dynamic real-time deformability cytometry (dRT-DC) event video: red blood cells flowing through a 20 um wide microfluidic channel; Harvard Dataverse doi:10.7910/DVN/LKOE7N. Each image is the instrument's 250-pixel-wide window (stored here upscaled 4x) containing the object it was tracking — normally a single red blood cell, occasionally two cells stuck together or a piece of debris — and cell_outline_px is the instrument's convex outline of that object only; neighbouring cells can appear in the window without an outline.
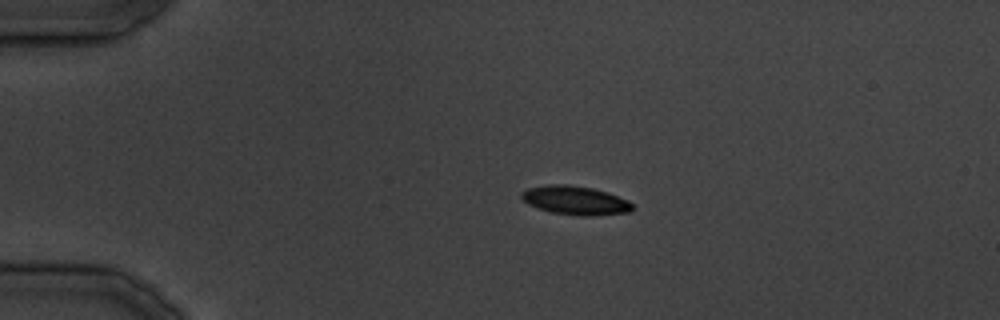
{"species": "common noctule bat (a hibernating species)", "species_latin": "Nyctalus noctula", "temperature_condition": "cold", "stored_images_in_passage": 30, "camera_frame_rate_fps": 3000, "um_per_image_px": 0.085, "animal": {"sex": "male", "body_mass_g": 19.5, "forearm_length_mm": 54.6}, "frame": {"image": 1, "passage_image": 1, "time_ms": 0.0, "image_size_px": [1000, 320], "cell_outline_px": [[632, 212], [596, 216], [580, 216], [552, 212], [536, 208], [528, 204], [520, 196], [520, 192], [528, 188], [548, 184], [568, 184], [592, 188], [608, 192], [628, 200], [632, 204]], "centroid_in_image_um": [48.9, 17.03], "position_along_channel_um": 36.1, "area_um2": 18.84}}
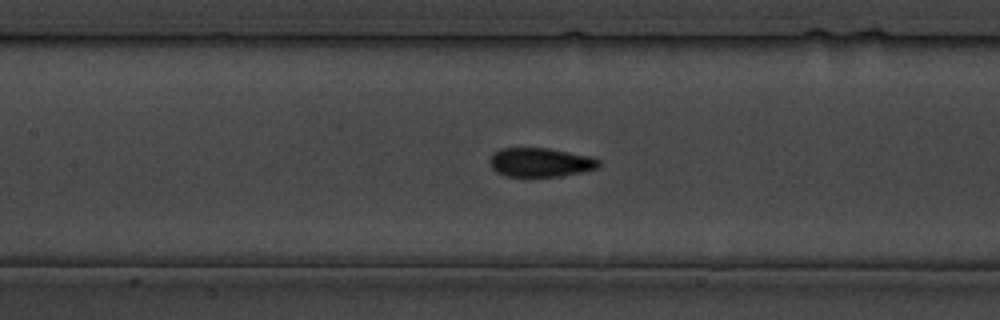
{"frame": {"image": 2, "passage_image": 10, "time_ms": 11.333, "image_size_px": [1000, 320], "cell_outline_px": [[600, 164], [596, 168], [580, 172], [560, 176], [504, 176], [496, 172], [492, 168], [488, 160], [492, 152], [500, 148], [548, 148], [592, 156], [600, 160]], "centroid_in_image_um": [45.89, 13.79], "position_along_channel_um": 161.5, "area_um2": 18.55}}
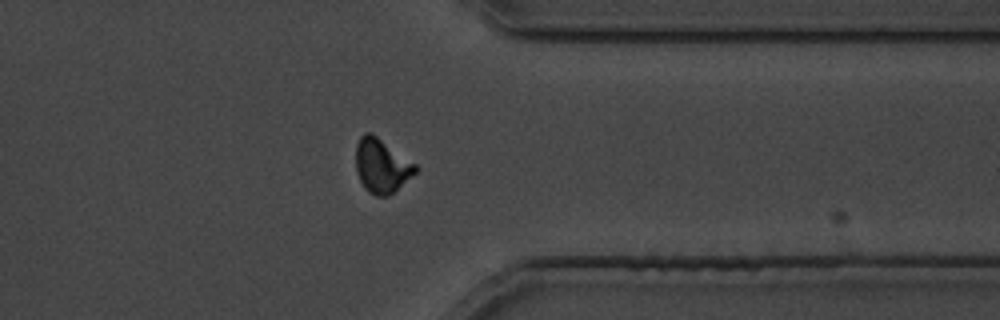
{"frame": {"image": 3, "passage_image": 22, "time_ms": 26.0, "image_size_px": [1000, 320], "cell_outline_px": [[420, 168], [416, 172], [388, 196], [376, 196], [368, 192], [364, 188], [356, 172], [356, 144], [360, 136], [364, 132], [372, 132], [416, 164]], "centroid_in_image_um": [32.42, 14.07], "position_along_channel_um": 379.0, "area_um2": 18.84}}